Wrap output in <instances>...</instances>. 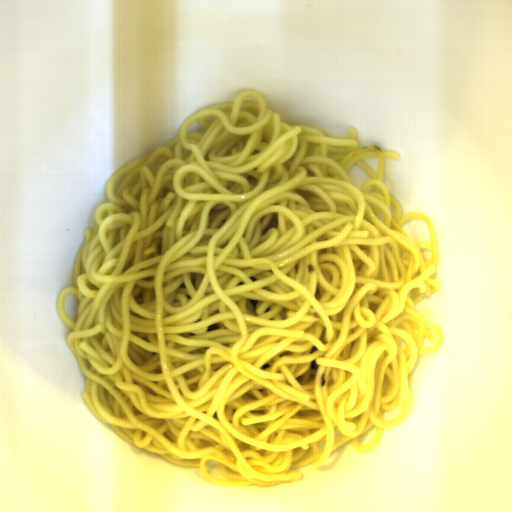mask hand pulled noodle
<instances>
[{
    "instance_id": "14784b9a",
    "label": "hand pulled noodle",
    "mask_w": 512,
    "mask_h": 512,
    "mask_svg": "<svg viewBox=\"0 0 512 512\" xmlns=\"http://www.w3.org/2000/svg\"><path fill=\"white\" fill-rule=\"evenodd\" d=\"M348 133L289 125L247 90L108 179L56 305L82 400L129 445L211 483L278 485L346 443L372 452L409 417L416 361L445 342L416 309L441 290L436 231L385 185L399 152ZM356 164L371 177L362 190L347 177ZM415 218L432 243L401 228ZM211 459L227 480L206 473Z\"/></svg>"
}]
</instances>
